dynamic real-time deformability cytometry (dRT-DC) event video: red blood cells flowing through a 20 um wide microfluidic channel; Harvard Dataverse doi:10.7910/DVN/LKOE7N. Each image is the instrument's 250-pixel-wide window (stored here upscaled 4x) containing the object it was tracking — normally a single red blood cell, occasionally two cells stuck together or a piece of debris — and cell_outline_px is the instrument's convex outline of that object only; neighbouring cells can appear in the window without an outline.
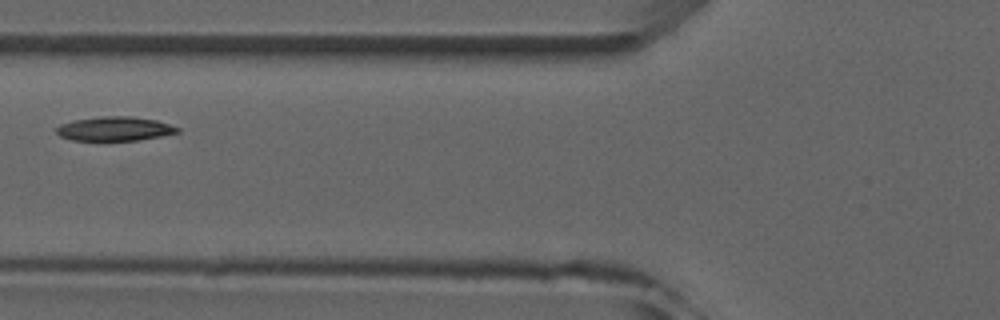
{"species": "common noctule bat (a hibernating species)", "species_latin": "Nyctalus noctula", "temperature_condition": "room temperature", "stored_images_in_passage": 5, "camera_frame_rate_fps": 3000, "um_per_image_px": 0.085, "animal": {"sex": "male", "forearm_length_mm": 52.5}, "frame": {"image": 1, "passage_image": 4, "time_ms": 3.667, "image_size_px": [1000, 320], "cell_outline_px": [[180, 132], [160, 136], [136, 140], [72, 140], [60, 136], [56, 132], [56, 128], [60, 124], [72, 120], [100, 116], [132, 116], [156, 120], [180, 128]], "centroid_in_image_um": [9.73, 10.93], "position_along_channel_um": 116.1, "area_um2": 16.99}}
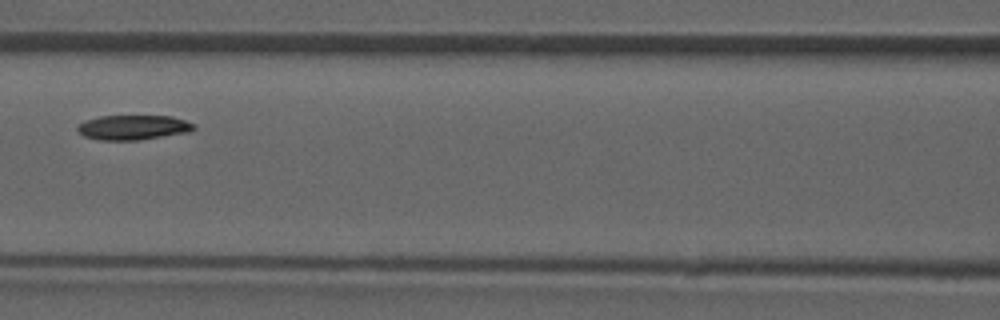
{"frame": {"image": 2, "passage_image": 5, "time_ms": 4.667, "image_size_px": [1000, 320], "cell_outline_px": [[196, 128], [188, 132], [136, 140], [100, 140], [84, 136], [76, 128], [84, 120], [100, 116], [172, 116], [196, 124]], "centroid_in_image_um": [11.32, 10.82], "position_along_channel_um": 155.3, "area_um2": 16.65}}